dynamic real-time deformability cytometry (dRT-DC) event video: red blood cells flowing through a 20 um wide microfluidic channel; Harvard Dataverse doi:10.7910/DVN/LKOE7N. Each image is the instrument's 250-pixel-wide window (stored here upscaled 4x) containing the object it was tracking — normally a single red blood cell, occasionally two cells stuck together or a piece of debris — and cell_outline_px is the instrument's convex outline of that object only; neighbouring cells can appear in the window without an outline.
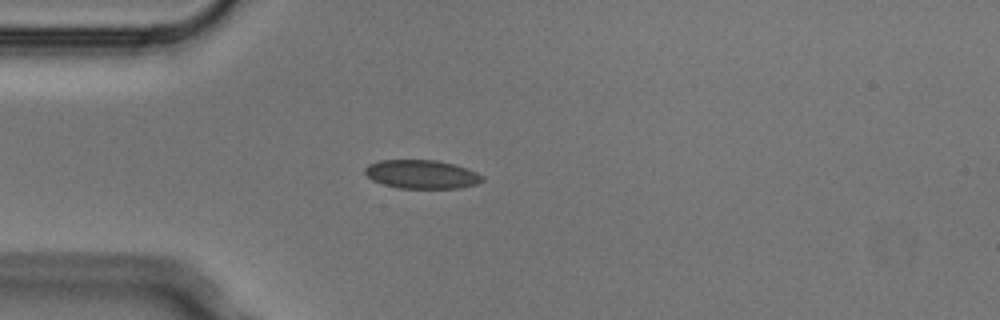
{"species": "Egyptian fruit bat (a non-hibernating species)", "species_latin": "Rousettus aegyptiacus", "temperature_condition": "cold", "stored_images_in_passage": 3, "camera_frame_rate_fps": 3000, "um_per_image_px": 0.085, "animal": {"sex": "male"}, "frame": {"image": 1, "passage_image": 3, "time_ms": 0.667, "image_size_px": [1000, 320], "cell_outline_px": [[484, 180], [476, 184], [460, 188], [400, 188], [384, 184], [372, 180], [364, 172], [364, 168], [368, 164], [380, 160], [436, 160], [468, 168], [484, 176]], "centroid_in_image_um": [35.85, 14.81], "position_along_channel_um": 49.2, "area_um2": 19.59}}